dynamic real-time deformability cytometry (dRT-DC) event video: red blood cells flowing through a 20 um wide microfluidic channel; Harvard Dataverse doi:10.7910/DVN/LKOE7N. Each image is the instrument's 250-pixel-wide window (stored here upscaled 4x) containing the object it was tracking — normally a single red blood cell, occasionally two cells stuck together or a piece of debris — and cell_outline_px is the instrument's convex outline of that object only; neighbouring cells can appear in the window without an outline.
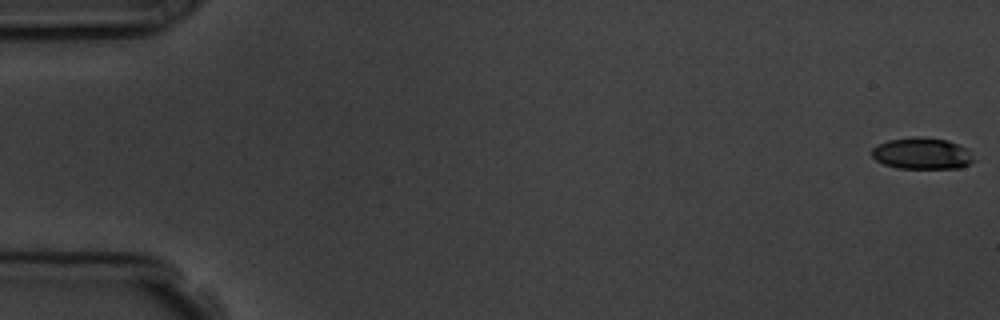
{"species": "common noctule bat (a hibernating species)", "species_latin": "Nyctalus noctula", "temperature_condition": "room temperature", "stored_images_in_passage": 5, "camera_frame_rate_fps": 3000, "um_per_image_px": 0.085, "animal": {"sex": "male", "body_mass_g": 19.5, "forearm_length_mm": 54.6}, "frame": {"image": 1, "passage_image": 1, "time_ms": 0.0, "image_size_px": [1000, 320], "cell_outline_px": [[972, 160], [968, 164], [960, 168], [900, 168], [884, 164], [876, 160], [872, 156], [872, 148], [888, 140], [912, 136], [924, 136], [948, 140], [968, 148]], "centroid_in_image_um": [78.36, 13.02], "position_along_channel_um": 6.6, "area_um2": 18.67}}